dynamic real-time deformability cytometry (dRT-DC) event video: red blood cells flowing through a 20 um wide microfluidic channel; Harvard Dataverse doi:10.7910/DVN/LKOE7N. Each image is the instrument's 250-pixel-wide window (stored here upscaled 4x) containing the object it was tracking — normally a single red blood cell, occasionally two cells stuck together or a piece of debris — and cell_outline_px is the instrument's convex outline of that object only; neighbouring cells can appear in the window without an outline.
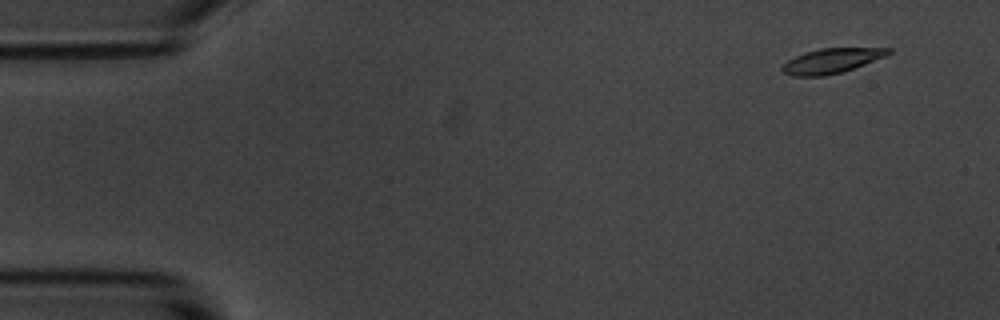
{"species": "common noctule bat (a hibernating species)", "species_latin": "Nyctalus noctula", "temperature_condition": "room temperature", "stored_images_in_passage": 4, "camera_frame_rate_fps": 3000, "um_per_image_px": 0.085, "animal": {"sex": "male", "body_mass_g": 20.1, "forearm_length_mm": 53.5}, "frame": {"image": 1, "passage_image": 1, "time_ms": 0.0, "image_size_px": [1000, 320], "cell_outline_px": [[892, 52], [888, 56], [840, 72], [824, 76], [792, 76], [784, 72], [780, 68], [788, 60], [804, 52], [820, 48], [892, 48]], "centroid_in_image_um": [70.7, 5.16], "position_along_channel_um": 14.3, "area_um2": 15.26}}